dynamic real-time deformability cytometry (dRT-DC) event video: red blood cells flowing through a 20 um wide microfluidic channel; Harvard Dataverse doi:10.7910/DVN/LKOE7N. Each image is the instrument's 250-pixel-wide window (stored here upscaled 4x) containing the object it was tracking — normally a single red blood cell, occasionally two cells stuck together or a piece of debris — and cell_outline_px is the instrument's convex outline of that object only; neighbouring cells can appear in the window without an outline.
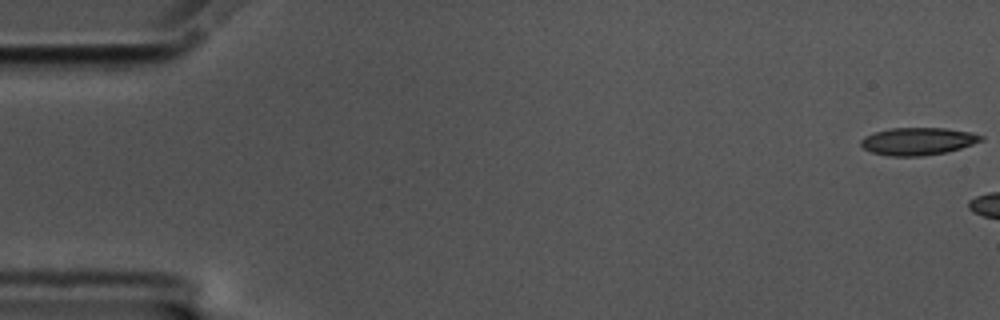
{"species": "common noctule bat (a hibernating species)", "species_latin": "Nyctalus noctula", "temperature_condition": "cold", "stored_images_in_passage": 6, "camera_frame_rate_fps": 3000, "um_per_image_px": 0.085, "animal": {"sex": "male", "body_mass_g": 17.5, "forearm_length_mm": 52.3}, "frame": {"image": 1, "passage_image": 1, "time_ms": 0.0, "image_size_px": [1000, 320], "cell_outline_px": [[984, 140], [948, 152], [920, 156], [888, 156], [872, 152], [864, 148], [860, 144], [860, 140], [864, 136], [888, 128], [944, 128], [972, 132], [984, 136]], "centroid_in_image_um": [78.03, 12.0], "position_along_channel_um": 7.0, "area_um2": 19.31}}